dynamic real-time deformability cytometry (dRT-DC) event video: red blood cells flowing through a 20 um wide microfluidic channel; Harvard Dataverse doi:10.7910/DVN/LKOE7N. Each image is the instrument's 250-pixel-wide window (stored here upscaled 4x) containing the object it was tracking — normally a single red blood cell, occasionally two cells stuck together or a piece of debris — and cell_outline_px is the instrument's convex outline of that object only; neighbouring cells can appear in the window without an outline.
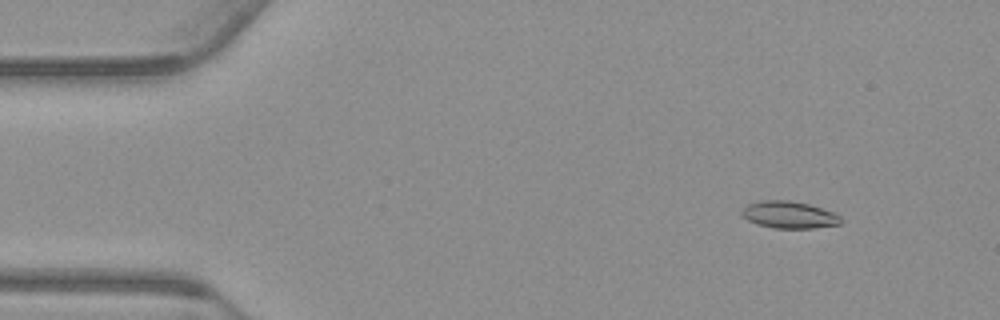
{"species": "common noctule bat (a hibernating species)", "species_latin": "Nyctalus noctula", "temperature_condition": "warm", "stored_images_in_passage": 56, "segment_of_instrument_passage": [1, 2], "camera_frame_rate_fps": 3000, "um_per_image_px": 0.085, "animal": {"sex": "male", "body_mass_g": 23.1, "forearm_length_mm": 52.7}, "frame": {"image": 1, "passage_image": 6, "time_ms": 1.667, "image_size_px": [1000, 320], "cell_outline_px": [[840, 224], [812, 228], [772, 228], [756, 224], [748, 220], [740, 212], [748, 204], [760, 200], [788, 200], [808, 204], [832, 212], [840, 216]], "centroid_in_image_um": [67.03, 18.26], "position_along_channel_um": 18.0, "area_um2": 15.43}}
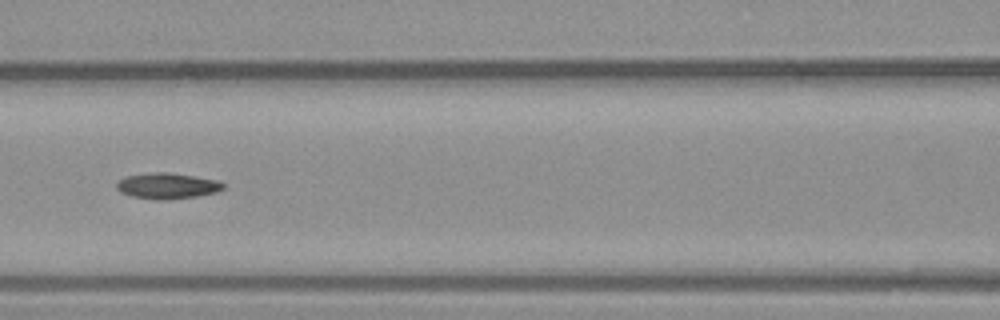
{"frame": {"image": 2, "passage_image": 24, "time_ms": 7.667, "image_size_px": [1000, 320], "cell_outline_px": [[224, 188], [216, 192], [196, 196], [160, 200], [156, 200], [132, 196], [120, 192], [116, 188], [116, 184], [124, 176], [152, 172], [168, 172], [220, 180], [224, 184]], "centroid_in_image_um": [14.21, 15.79], "position_along_channel_um": 152.4, "area_um2": 16.07}}
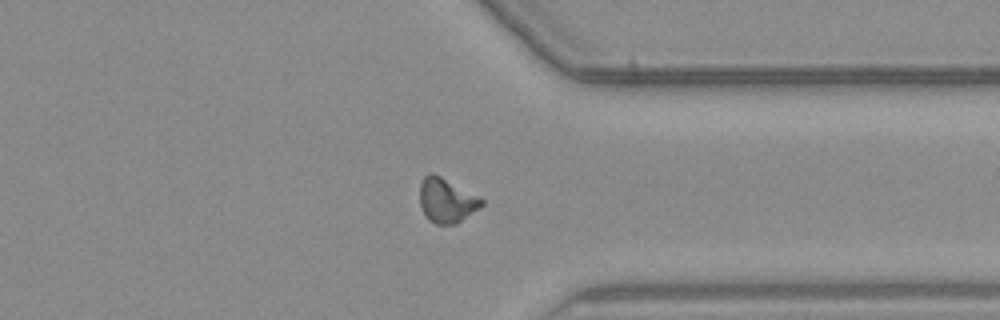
{"frame": {"image": 3, "passage_image": 42, "time_ms": 13.667, "image_size_px": [1000, 320], "cell_outline_px": [[484, 204], [480, 208], [456, 224], [436, 224], [428, 220], [420, 204], [420, 184], [424, 176], [432, 172], [440, 176], [484, 200]], "centroid_in_image_um": [37.95, 17.05], "position_along_channel_um": 373.5, "area_um2": 15.78}}